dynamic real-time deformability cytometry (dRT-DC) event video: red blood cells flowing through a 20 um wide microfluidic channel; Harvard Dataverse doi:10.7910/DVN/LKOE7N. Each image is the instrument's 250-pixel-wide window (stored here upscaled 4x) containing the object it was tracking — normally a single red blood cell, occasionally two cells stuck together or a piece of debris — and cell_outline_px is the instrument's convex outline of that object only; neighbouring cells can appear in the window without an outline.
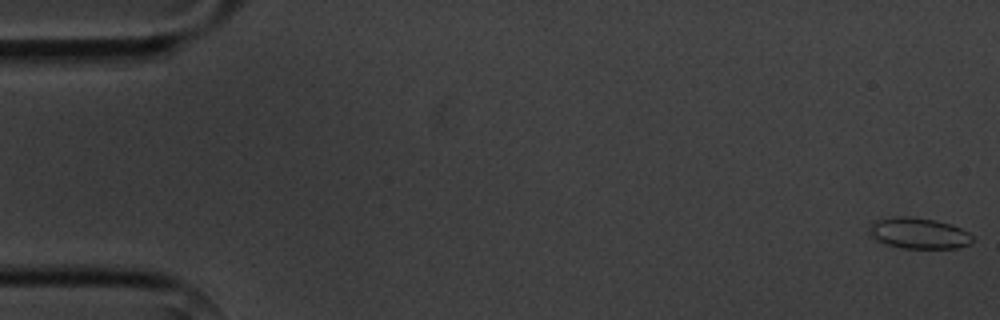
{"species": "common noctule bat (a hibernating species)", "species_latin": "Nyctalus noctula", "temperature_condition": "cold", "stored_images_in_passage": 6, "camera_frame_rate_fps": 3000, "um_per_image_px": 0.085, "animal": {"sex": "male", "body_mass_g": 20.1, "forearm_length_mm": 53.5}, "frame": {"image": 1, "passage_image": 1, "time_ms": 0.0, "image_size_px": [1000, 320], "cell_outline_px": [[972, 240], [968, 244], [956, 248], [904, 248], [888, 244], [876, 240], [868, 232], [872, 224], [876, 220], [896, 216], [912, 216], [936, 220], [952, 224], [968, 232], [972, 236]], "centroid_in_image_um": [78.09, 19.81], "position_along_channel_um": 6.9, "area_um2": 18.5}}
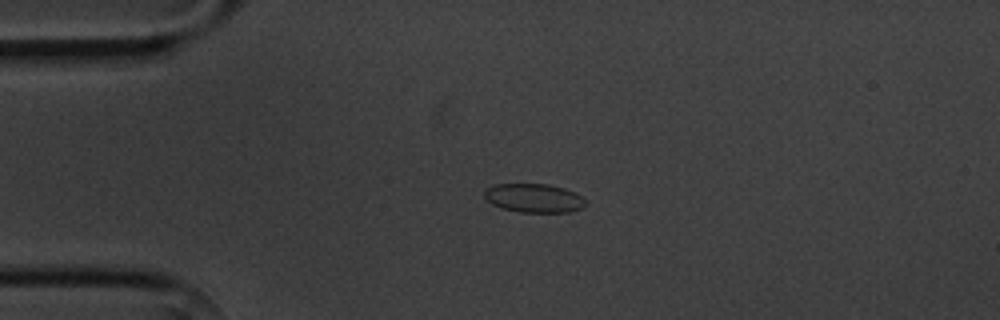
{"frame": {"image": 2, "passage_image": 4, "time_ms": 4.0, "image_size_px": [1000, 320], "cell_outline_px": [[584, 204], [580, 208], [568, 212], [520, 212], [504, 208], [492, 204], [484, 196], [484, 192], [488, 188], [496, 184], [548, 184], [564, 188], [576, 192], [584, 200]], "centroid_in_image_um": [45.38, 16.83], "position_along_channel_um": 39.6, "area_um2": 16.7}}
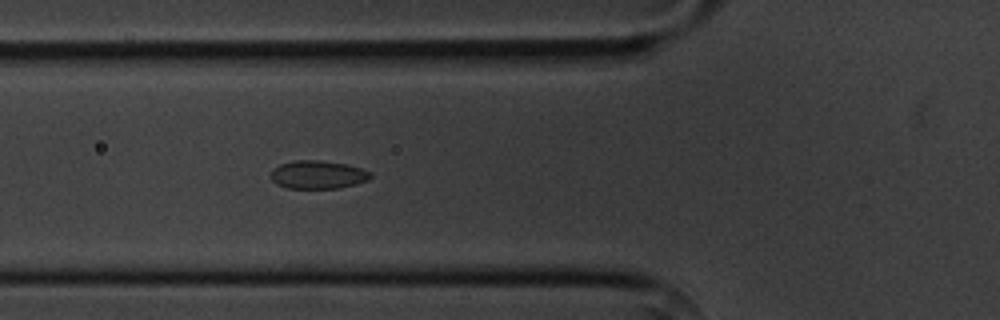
{"frame": {"image": 3, "passage_image": 6, "time_ms": 6.333, "image_size_px": [1000, 320], "cell_outline_px": [[372, 176], [368, 180], [356, 184], [340, 188], [288, 188], [276, 184], [272, 180], [272, 168], [280, 164], [292, 160], [320, 160], [348, 164], [372, 172]], "centroid_in_image_um": [27.03, 14.84], "position_along_channel_um": 98.8, "area_um2": 16.53}}